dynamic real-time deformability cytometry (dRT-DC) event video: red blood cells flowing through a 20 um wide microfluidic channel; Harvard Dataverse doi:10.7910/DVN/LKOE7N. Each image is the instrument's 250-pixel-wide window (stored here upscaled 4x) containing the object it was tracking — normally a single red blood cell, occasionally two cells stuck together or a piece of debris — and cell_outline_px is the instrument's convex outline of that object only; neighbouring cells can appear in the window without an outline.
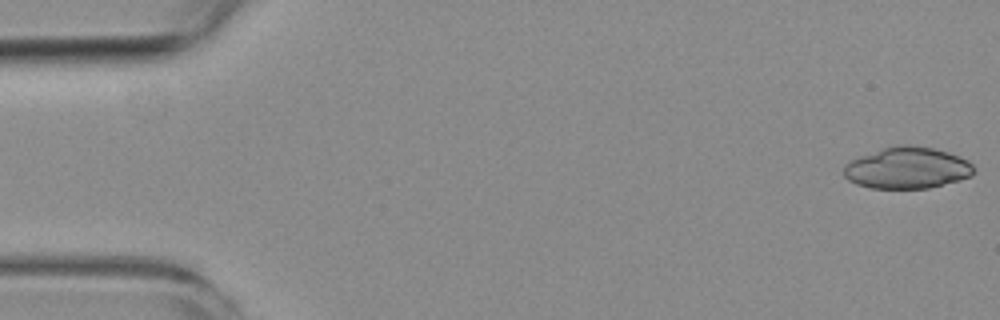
{"species": "common noctule bat (a hibernating species)", "species_latin": "Nyctalus noctula", "temperature_condition": "room temperature", "stored_images_in_passage": 5, "segment_of_instrument_passage": [1, 2], "camera_frame_rate_fps": 3000, "um_per_image_px": 0.085, "animal": {"sex": "female", "body_mass_g": 19.3, "forearm_length_mm": 54.1}, "frame": {"image": 1, "passage_image": 1, "time_ms": 0.0, "image_size_px": [1000, 320], "cell_outline_px": [[976, 172], [972, 176], [960, 180], [928, 188], [868, 188], [856, 184], [848, 180], [844, 176], [844, 164], [848, 160], [880, 148], [896, 144], [912, 144], [936, 148], [960, 156], [968, 160], [976, 168]], "centroid_in_image_um": [77.12, 14.25], "position_along_channel_um": 7.9, "area_um2": 32.19}}